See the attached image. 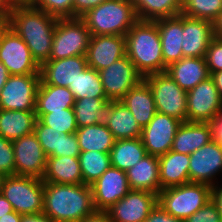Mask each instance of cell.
<instances>
[{
	"mask_svg": "<svg viewBox=\"0 0 222 222\" xmlns=\"http://www.w3.org/2000/svg\"><path fill=\"white\" fill-rule=\"evenodd\" d=\"M57 20L33 4H18L8 12L5 22L22 38L41 65L49 60Z\"/></svg>",
	"mask_w": 222,
	"mask_h": 222,
	"instance_id": "1",
	"label": "cell"
},
{
	"mask_svg": "<svg viewBox=\"0 0 222 222\" xmlns=\"http://www.w3.org/2000/svg\"><path fill=\"white\" fill-rule=\"evenodd\" d=\"M95 212L89 185L44 182L43 213L54 222H80Z\"/></svg>",
	"mask_w": 222,
	"mask_h": 222,
	"instance_id": "2",
	"label": "cell"
},
{
	"mask_svg": "<svg viewBox=\"0 0 222 222\" xmlns=\"http://www.w3.org/2000/svg\"><path fill=\"white\" fill-rule=\"evenodd\" d=\"M125 38L126 55L143 77L166 71L156 20H138Z\"/></svg>",
	"mask_w": 222,
	"mask_h": 222,
	"instance_id": "3",
	"label": "cell"
},
{
	"mask_svg": "<svg viewBox=\"0 0 222 222\" xmlns=\"http://www.w3.org/2000/svg\"><path fill=\"white\" fill-rule=\"evenodd\" d=\"M91 35H122L139 20L132 0H106L80 17Z\"/></svg>",
	"mask_w": 222,
	"mask_h": 222,
	"instance_id": "4",
	"label": "cell"
},
{
	"mask_svg": "<svg viewBox=\"0 0 222 222\" xmlns=\"http://www.w3.org/2000/svg\"><path fill=\"white\" fill-rule=\"evenodd\" d=\"M211 199L212 186L196 182L162 189L158 194V204L167 213L183 221Z\"/></svg>",
	"mask_w": 222,
	"mask_h": 222,
	"instance_id": "5",
	"label": "cell"
},
{
	"mask_svg": "<svg viewBox=\"0 0 222 222\" xmlns=\"http://www.w3.org/2000/svg\"><path fill=\"white\" fill-rule=\"evenodd\" d=\"M0 193L20 215L37 214L44 209V182L30 176H5Z\"/></svg>",
	"mask_w": 222,
	"mask_h": 222,
	"instance_id": "6",
	"label": "cell"
},
{
	"mask_svg": "<svg viewBox=\"0 0 222 222\" xmlns=\"http://www.w3.org/2000/svg\"><path fill=\"white\" fill-rule=\"evenodd\" d=\"M90 37L81 18H58L49 60L86 55Z\"/></svg>",
	"mask_w": 222,
	"mask_h": 222,
	"instance_id": "7",
	"label": "cell"
},
{
	"mask_svg": "<svg viewBox=\"0 0 222 222\" xmlns=\"http://www.w3.org/2000/svg\"><path fill=\"white\" fill-rule=\"evenodd\" d=\"M149 85L158 113L187 121V92L166 73H154L143 78Z\"/></svg>",
	"mask_w": 222,
	"mask_h": 222,
	"instance_id": "8",
	"label": "cell"
},
{
	"mask_svg": "<svg viewBox=\"0 0 222 222\" xmlns=\"http://www.w3.org/2000/svg\"><path fill=\"white\" fill-rule=\"evenodd\" d=\"M0 61L10 75L40 74L27 44L5 21L0 22Z\"/></svg>",
	"mask_w": 222,
	"mask_h": 222,
	"instance_id": "9",
	"label": "cell"
},
{
	"mask_svg": "<svg viewBox=\"0 0 222 222\" xmlns=\"http://www.w3.org/2000/svg\"><path fill=\"white\" fill-rule=\"evenodd\" d=\"M40 74L10 75L0 91V109L35 111Z\"/></svg>",
	"mask_w": 222,
	"mask_h": 222,
	"instance_id": "10",
	"label": "cell"
},
{
	"mask_svg": "<svg viewBox=\"0 0 222 222\" xmlns=\"http://www.w3.org/2000/svg\"><path fill=\"white\" fill-rule=\"evenodd\" d=\"M99 74L104 93L109 101H120L144 78L127 55L100 70Z\"/></svg>",
	"mask_w": 222,
	"mask_h": 222,
	"instance_id": "11",
	"label": "cell"
},
{
	"mask_svg": "<svg viewBox=\"0 0 222 222\" xmlns=\"http://www.w3.org/2000/svg\"><path fill=\"white\" fill-rule=\"evenodd\" d=\"M222 111V99L211 77L187 92V121L210 123Z\"/></svg>",
	"mask_w": 222,
	"mask_h": 222,
	"instance_id": "12",
	"label": "cell"
},
{
	"mask_svg": "<svg viewBox=\"0 0 222 222\" xmlns=\"http://www.w3.org/2000/svg\"><path fill=\"white\" fill-rule=\"evenodd\" d=\"M181 124L182 121L179 119L157 112L142 128L141 140L147 154L160 157L169 152Z\"/></svg>",
	"mask_w": 222,
	"mask_h": 222,
	"instance_id": "13",
	"label": "cell"
},
{
	"mask_svg": "<svg viewBox=\"0 0 222 222\" xmlns=\"http://www.w3.org/2000/svg\"><path fill=\"white\" fill-rule=\"evenodd\" d=\"M157 204L158 194L144 190H130L105 212L111 222H144Z\"/></svg>",
	"mask_w": 222,
	"mask_h": 222,
	"instance_id": "14",
	"label": "cell"
},
{
	"mask_svg": "<svg viewBox=\"0 0 222 222\" xmlns=\"http://www.w3.org/2000/svg\"><path fill=\"white\" fill-rule=\"evenodd\" d=\"M14 148L15 175L42 179L47 156L34 133L12 141Z\"/></svg>",
	"mask_w": 222,
	"mask_h": 222,
	"instance_id": "15",
	"label": "cell"
},
{
	"mask_svg": "<svg viewBox=\"0 0 222 222\" xmlns=\"http://www.w3.org/2000/svg\"><path fill=\"white\" fill-rule=\"evenodd\" d=\"M96 211H107L122 199L131 189L126 172L110 166L93 184L90 185Z\"/></svg>",
	"mask_w": 222,
	"mask_h": 222,
	"instance_id": "16",
	"label": "cell"
},
{
	"mask_svg": "<svg viewBox=\"0 0 222 222\" xmlns=\"http://www.w3.org/2000/svg\"><path fill=\"white\" fill-rule=\"evenodd\" d=\"M220 172H222V145L214 140L190 155L189 182L214 186L217 183L214 179Z\"/></svg>",
	"mask_w": 222,
	"mask_h": 222,
	"instance_id": "17",
	"label": "cell"
},
{
	"mask_svg": "<svg viewBox=\"0 0 222 222\" xmlns=\"http://www.w3.org/2000/svg\"><path fill=\"white\" fill-rule=\"evenodd\" d=\"M126 55V38L122 35H91L87 65L100 71Z\"/></svg>",
	"mask_w": 222,
	"mask_h": 222,
	"instance_id": "18",
	"label": "cell"
},
{
	"mask_svg": "<svg viewBox=\"0 0 222 222\" xmlns=\"http://www.w3.org/2000/svg\"><path fill=\"white\" fill-rule=\"evenodd\" d=\"M87 67L86 55L47 60L40 65V80L44 84L69 87Z\"/></svg>",
	"mask_w": 222,
	"mask_h": 222,
	"instance_id": "19",
	"label": "cell"
},
{
	"mask_svg": "<svg viewBox=\"0 0 222 222\" xmlns=\"http://www.w3.org/2000/svg\"><path fill=\"white\" fill-rule=\"evenodd\" d=\"M214 37L212 22L183 15V57H204Z\"/></svg>",
	"mask_w": 222,
	"mask_h": 222,
	"instance_id": "20",
	"label": "cell"
},
{
	"mask_svg": "<svg viewBox=\"0 0 222 222\" xmlns=\"http://www.w3.org/2000/svg\"><path fill=\"white\" fill-rule=\"evenodd\" d=\"M116 140L141 138L142 127L121 101H109L104 121Z\"/></svg>",
	"mask_w": 222,
	"mask_h": 222,
	"instance_id": "21",
	"label": "cell"
},
{
	"mask_svg": "<svg viewBox=\"0 0 222 222\" xmlns=\"http://www.w3.org/2000/svg\"><path fill=\"white\" fill-rule=\"evenodd\" d=\"M165 72L186 92L211 76L204 57H183L169 64Z\"/></svg>",
	"mask_w": 222,
	"mask_h": 222,
	"instance_id": "22",
	"label": "cell"
},
{
	"mask_svg": "<svg viewBox=\"0 0 222 222\" xmlns=\"http://www.w3.org/2000/svg\"><path fill=\"white\" fill-rule=\"evenodd\" d=\"M162 44V57L164 65L183 58L182 52V33H183V14L171 18L156 20Z\"/></svg>",
	"mask_w": 222,
	"mask_h": 222,
	"instance_id": "23",
	"label": "cell"
},
{
	"mask_svg": "<svg viewBox=\"0 0 222 222\" xmlns=\"http://www.w3.org/2000/svg\"><path fill=\"white\" fill-rule=\"evenodd\" d=\"M210 141L212 130L209 123L186 121L178 127L171 150L191 155Z\"/></svg>",
	"mask_w": 222,
	"mask_h": 222,
	"instance_id": "24",
	"label": "cell"
},
{
	"mask_svg": "<svg viewBox=\"0 0 222 222\" xmlns=\"http://www.w3.org/2000/svg\"><path fill=\"white\" fill-rule=\"evenodd\" d=\"M126 176L131 190H144L154 194L161 191L159 159L156 156L145 155L126 171Z\"/></svg>",
	"mask_w": 222,
	"mask_h": 222,
	"instance_id": "25",
	"label": "cell"
},
{
	"mask_svg": "<svg viewBox=\"0 0 222 222\" xmlns=\"http://www.w3.org/2000/svg\"><path fill=\"white\" fill-rule=\"evenodd\" d=\"M158 159L161 190L189 182L190 155L170 150Z\"/></svg>",
	"mask_w": 222,
	"mask_h": 222,
	"instance_id": "26",
	"label": "cell"
},
{
	"mask_svg": "<svg viewBox=\"0 0 222 222\" xmlns=\"http://www.w3.org/2000/svg\"><path fill=\"white\" fill-rule=\"evenodd\" d=\"M120 101L131 111L142 128L157 113L152 91L144 79L130 89Z\"/></svg>",
	"mask_w": 222,
	"mask_h": 222,
	"instance_id": "27",
	"label": "cell"
},
{
	"mask_svg": "<svg viewBox=\"0 0 222 222\" xmlns=\"http://www.w3.org/2000/svg\"><path fill=\"white\" fill-rule=\"evenodd\" d=\"M75 97L68 87L40 84L36 94L35 113L37 119L52 111L73 108Z\"/></svg>",
	"mask_w": 222,
	"mask_h": 222,
	"instance_id": "28",
	"label": "cell"
},
{
	"mask_svg": "<svg viewBox=\"0 0 222 222\" xmlns=\"http://www.w3.org/2000/svg\"><path fill=\"white\" fill-rule=\"evenodd\" d=\"M43 182L83 184L78 157L48 156Z\"/></svg>",
	"mask_w": 222,
	"mask_h": 222,
	"instance_id": "29",
	"label": "cell"
},
{
	"mask_svg": "<svg viewBox=\"0 0 222 222\" xmlns=\"http://www.w3.org/2000/svg\"><path fill=\"white\" fill-rule=\"evenodd\" d=\"M36 120L35 111L0 109V136L13 141L32 134Z\"/></svg>",
	"mask_w": 222,
	"mask_h": 222,
	"instance_id": "30",
	"label": "cell"
},
{
	"mask_svg": "<svg viewBox=\"0 0 222 222\" xmlns=\"http://www.w3.org/2000/svg\"><path fill=\"white\" fill-rule=\"evenodd\" d=\"M75 134L80 151L110 153L116 140L104 122L78 128Z\"/></svg>",
	"mask_w": 222,
	"mask_h": 222,
	"instance_id": "31",
	"label": "cell"
},
{
	"mask_svg": "<svg viewBox=\"0 0 222 222\" xmlns=\"http://www.w3.org/2000/svg\"><path fill=\"white\" fill-rule=\"evenodd\" d=\"M145 155L147 152L141 138L115 140L110 151L111 166L126 172Z\"/></svg>",
	"mask_w": 222,
	"mask_h": 222,
	"instance_id": "32",
	"label": "cell"
},
{
	"mask_svg": "<svg viewBox=\"0 0 222 222\" xmlns=\"http://www.w3.org/2000/svg\"><path fill=\"white\" fill-rule=\"evenodd\" d=\"M139 20L155 21L179 15L182 0H132Z\"/></svg>",
	"mask_w": 222,
	"mask_h": 222,
	"instance_id": "33",
	"label": "cell"
},
{
	"mask_svg": "<svg viewBox=\"0 0 222 222\" xmlns=\"http://www.w3.org/2000/svg\"><path fill=\"white\" fill-rule=\"evenodd\" d=\"M108 102L107 98L76 99L73 111L77 127L82 128L102 123Z\"/></svg>",
	"mask_w": 222,
	"mask_h": 222,
	"instance_id": "34",
	"label": "cell"
},
{
	"mask_svg": "<svg viewBox=\"0 0 222 222\" xmlns=\"http://www.w3.org/2000/svg\"><path fill=\"white\" fill-rule=\"evenodd\" d=\"M68 88L73 93L75 100L87 97L106 98L99 71L89 66L78 75Z\"/></svg>",
	"mask_w": 222,
	"mask_h": 222,
	"instance_id": "35",
	"label": "cell"
},
{
	"mask_svg": "<svg viewBox=\"0 0 222 222\" xmlns=\"http://www.w3.org/2000/svg\"><path fill=\"white\" fill-rule=\"evenodd\" d=\"M83 183L93 184L110 166V153L81 151L78 156Z\"/></svg>",
	"mask_w": 222,
	"mask_h": 222,
	"instance_id": "36",
	"label": "cell"
},
{
	"mask_svg": "<svg viewBox=\"0 0 222 222\" xmlns=\"http://www.w3.org/2000/svg\"><path fill=\"white\" fill-rule=\"evenodd\" d=\"M222 11V0H182L185 16L214 22Z\"/></svg>",
	"mask_w": 222,
	"mask_h": 222,
	"instance_id": "37",
	"label": "cell"
},
{
	"mask_svg": "<svg viewBox=\"0 0 222 222\" xmlns=\"http://www.w3.org/2000/svg\"><path fill=\"white\" fill-rule=\"evenodd\" d=\"M39 120L61 134L75 133L78 129L73 108L43 114Z\"/></svg>",
	"mask_w": 222,
	"mask_h": 222,
	"instance_id": "38",
	"label": "cell"
},
{
	"mask_svg": "<svg viewBox=\"0 0 222 222\" xmlns=\"http://www.w3.org/2000/svg\"><path fill=\"white\" fill-rule=\"evenodd\" d=\"M33 133L41 144L45 155L48 157L53 151H58L59 136L61 133L36 120Z\"/></svg>",
	"mask_w": 222,
	"mask_h": 222,
	"instance_id": "39",
	"label": "cell"
},
{
	"mask_svg": "<svg viewBox=\"0 0 222 222\" xmlns=\"http://www.w3.org/2000/svg\"><path fill=\"white\" fill-rule=\"evenodd\" d=\"M33 5L57 18H73V0H35Z\"/></svg>",
	"mask_w": 222,
	"mask_h": 222,
	"instance_id": "40",
	"label": "cell"
},
{
	"mask_svg": "<svg viewBox=\"0 0 222 222\" xmlns=\"http://www.w3.org/2000/svg\"><path fill=\"white\" fill-rule=\"evenodd\" d=\"M0 172L15 175L14 148L11 140L0 136Z\"/></svg>",
	"mask_w": 222,
	"mask_h": 222,
	"instance_id": "41",
	"label": "cell"
},
{
	"mask_svg": "<svg viewBox=\"0 0 222 222\" xmlns=\"http://www.w3.org/2000/svg\"><path fill=\"white\" fill-rule=\"evenodd\" d=\"M205 61L210 72L222 71V39L214 37L205 53Z\"/></svg>",
	"mask_w": 222,
	"mask_h": 222,
	"instance_id": "42",
	"label": "cell"
},
{
	"mask_svg": "<svg viewBox=\"0 0 222 222\" xmlns=\"http://www.w3.org/2000/svg\"><path fill=\"white\" fill-rule=\"evenodd\" d=\"M78 139L75 133H62L59 136L58 151H53L49 156H71L78 157L80 155Z\"/></svg>",
	"mask_w": 222,
	"mask_h": 222,
	"instance_id": "43",
	"label": "cell"
},
{
	"mask_svg": "<svg viewBox=\"0 0 222 222\" xmlns=\"http://www.w3.org/2000/svg\"><path fill=\"white\" fill-rule=\"evenodd\" d=\"M183 222H222L216 202L211 199Z\"/></svg>",
	"mask_w": 222,
	"mask_h": 222,
	"instance_id": "44",
	"label": "cell"
},
{
	"mask_svg": "<svg viewBox=\"0 0 222 222\" xmlns=\"http://www.w3.org/2000/svg\"><path fill=\"white\" fill-rule=\"evenodd\" d=\"M144 222H183V220L170 215L161 207V205L157 204Z\"/></svg>",
	"mask_w": 222,
	"mask_h": 222,
	"instance_id": "45",
	"label": "cell"
},
{
	"mask_svg": "<svg viewBox=\"0 0 222 222\" xmlns=\"http://www.w3.org/2000/svg\"><path fill=\"white\" fill-rule=\"evenodd\" d=\"M106 0H73V18L83 16Z\"/></svg>",
	"mask_w": 222,
	"mask_h": 222,
	"instance_id": "46",
	"label": "cell"
},
{
	"mask_svg": "<svg viewBox=\"0 0 222 222\" xmlns=\"http://www.w3.org/2000/svg\"><path fill=\"white\" fill-rule=\"evenodd\" d=\"M209 124L212 130V140L222 145V111Z\"/></svg>",
	"mask_w": 222,
	"mask_h": 222,
	"instance_id": "47",
	"label": "cell"
},
{
	"mask_svg": "<svg viewBox=\"0 0 222 222\" xmlns=\"http://www.w3.org/2000/svg\"><path fill=\"white\" fill-rule=\"evenodd\" d=\"M20 222H54L49 216L43 212L37 214L21 215Z\"/></svg>",
	"mask_w": 222,
	"mask_h": 222,
	"instance_id": "48",
	"label": "cell"
},
{
	"mask_svg": "<svg viewBox=\"0 0 222 222\" xmlns=\"http://www.w3.org/2000/svg\"><path fill=\"white\" fill-rule=\"evenodd\" d=\"M18 5L14 0H0V22L6 21L8 12Z\"/></svg>",
	"mask_w": 222,
	"mask_h": 222,
	"instance_id": "49",
	"label": "cell"
},
{
	"mask_svg": "<svg viewBox=\"0 0 222 222\" xmlns=\"http://www.w3.org/2000/svg\"><path fill=\"white\" fill-rule=\"evenodd\" d=\"M80 222H111L108 214L103 211H96L89 217H86Z\"/></svg>",
	"mask_w": 222,
	"mask_h": 222,
	"instance_id": "50",
	"label": "cell"
},
{
	"mask_svg": "<svg viewBox=\"0 0 222 222\" xmlns=\"http://www.w3.org/2000/svg\"><path fill=\"white\" fill-rule=\"evenodd\" d=\"M217 185L212 186V199L216 202L220 216L222 218V185L218 186Z\"/></svg>",
	"mask_w": 222,
	"mask_h": 222,
	"instance_id": "51",
	"label": "cell"
},
{
	"mask_svg": "<svg viewBox=\"0 0 222 222\" xmlns=\"http://www.w3.org/2000/svg\"><path fill=\"white\" fill-rule=\"evenodd\" d=\"M13 211L11 203L0 193V218Z\"/></svg>",
	"mask_w": 222,
	"mask_h": 222,
	"instance_id": "52",
	"label": "cell"
},
{
	"mask_svg": "<svg viewBox=\"0 0 222 222\" xmlns=\"http://www.w3.org/2000/svg\"><path fill=\"white\" fill-rule=\"evenodd\" d=\"M214 36L222 39V11L213 22Z\"/></svg>",
	"mask_w": 222,
	"mask_h": 222,
	"instance_id": "53",
	"label": "cell"
},
{
	"mask_svg": "<svg viewBox=\"0 0 222 222\" xmlns=\"http://www.w3.org/2000/svg\"><path fill=\"white\" fill-rule=\"evenodd\" d=\"M210 77L213 79L220 98L222 99V71L212 73Z\"/></svg>",
	"mask_w": 222,
	"mask_h": 222,
	"instance_id": "54",
	"label": "cell"
},
{
	"mask_svg": "<svg viewBox=\"0 0 222 222\" xmlns=\"http://www.w3.org/2000/svg\"><path fill=\"white\" fill-rule=\"evenodd\" d=\"M9 76L10 74L7 68L0 61V91L2 90L3 86L6 84Z\"/></svg>",
	"mask_w": 222,
	"mask_h": 222,
	"instance_id": "55",
	"label": "cell"
},
{
	"mask_svg": "<svg viewBox=\"0 0 222 222\" xmlns=\"http://www.w3.org/2000/svg\"><path fill=\"white\" fill-rule=\"evenodd\" d=\"M21 215L15 211L6 213V216L0 218V222H20Z\"/></svg>",
	"mask_w": 222,
	"mask_h": 222,
	"instance_id": "56",
	"label": "cell"
},
{
	"mask_svg": "<svg viewBox=\"0 0 222 222\" xmlns=\"http://www.w3.org/2000/svg\"><path fill=\"white\" fill-rule=\"evenodd\" d=\"M17 4H33L35 0H14Z\"/></svg>",
	"mask_w": 222,
	"mask_h": 222,
	"instance_id": "57",
	"label": "cell"
},
{
	"mask_svg": "<svg viewBox=\"0 0 222 222\" xmlns=\"http://www.w3.org/2000/svg\"><path fill=\"white\" fill-rule=\"evenodd\" d=\"M4 178H5V175L0 172V191H1V188H2V183H3Z\"/></svg>",
	"mask_w": 222,
	"mask_h": 222,
	"instance_id": "58",
	"label": "cell"
}]
</instances>
